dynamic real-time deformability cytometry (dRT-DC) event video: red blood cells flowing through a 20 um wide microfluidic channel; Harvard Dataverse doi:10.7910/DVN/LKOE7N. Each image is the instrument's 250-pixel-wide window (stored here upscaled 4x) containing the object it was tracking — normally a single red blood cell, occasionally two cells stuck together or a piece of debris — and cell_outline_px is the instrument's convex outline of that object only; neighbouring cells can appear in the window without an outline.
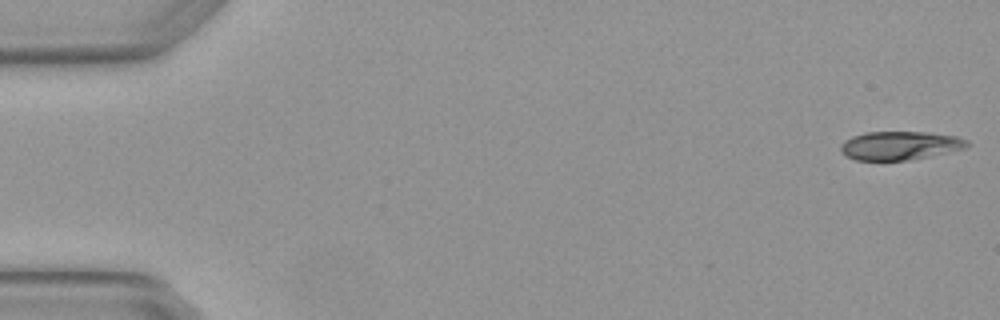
{"species": "Egyptian fruit bat (a non-hibernating species)", "species_latin": "Rousettus aegyptiacus", "temperature_condition": "warm", "stored_images_in_passage": 5, "segment_of_instrument_passage": [1, 2], "camera_frame_rate_fps": 3000, "um_per_image_px": 0.085, "animal": {"sex": "female"}, "frame": {"image": 1, "passage_image": 1, "time_ms": 0.0, "image_size_px": [1000, 320], "cell_outline_px": [[972, 144], [964, 148], [948, 152], [912, 160], [856, 160], [844, 156], [840, 148], [840, 144], [844, 140], [852, 136], [868, 132], [928, 132], [956, 136], [968, 140]], "centroid_in_image_um": [76.49, 12.37], "position_along_channel_um": 8.5, "area_um2": 21.21}}
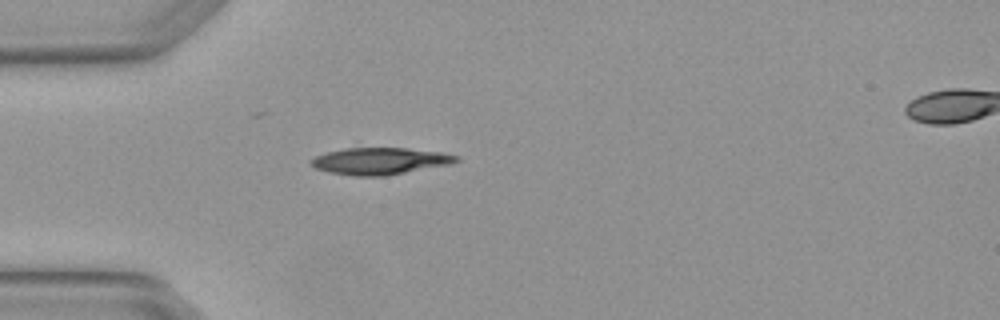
{"frame": {"image": 2, "passage_image": 4, "time_ms": 1.0, "image_size_px": [1000, 320], "cell_outline_px": [[460, 160], [452, 164], [384, 176], [352, 176], [328, 172], [316, 168], [308, 164], [308, 160], [316, 156], [328, 152], [344, 148], [408, 148], [444, 152], [460, 156]], "centroid_in_image_um": [32.32, 13.69], "position_along_channel_um": 52.7, "area_um2": 23.0}}